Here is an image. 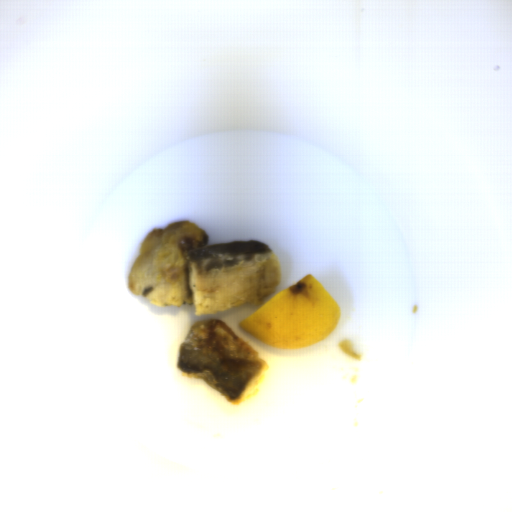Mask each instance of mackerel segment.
<instances>
[{
	"mask_svg": "<svg viewBox=\"0 0 512 512\" xmlns=\"http://www.w3.org/2000/svg\"><path fill=\"white\" fill-rule=\"evenodd\" d=\"M127 281L133 295L155 307L192 305L196 316H206L261 305L277 290L281 266L267 243L209 244L200 226L175 221L148 233Z\"/></svg>",
	"mask_w": 512,
	"mask_h": 512,
	"instance_id": "1",
	"label": "mackerel segment"
},
{
	"mask_svg": "<svg viewBox=\"0 0 512 512\" xmlns=\"http://www.w3.org/2000/svg\"><path fill=\"white\" fill-rule=\"evenodd\" d=\"M177 369L238 406L270 369L257 349L237 335L223 319L197 320L179 346Z\"/></svg>",
	"mask_w": 512,
	"mask_h": 512,
	"instance_id": "2",
	"label": "mackerel segment"
}]
</instances>
